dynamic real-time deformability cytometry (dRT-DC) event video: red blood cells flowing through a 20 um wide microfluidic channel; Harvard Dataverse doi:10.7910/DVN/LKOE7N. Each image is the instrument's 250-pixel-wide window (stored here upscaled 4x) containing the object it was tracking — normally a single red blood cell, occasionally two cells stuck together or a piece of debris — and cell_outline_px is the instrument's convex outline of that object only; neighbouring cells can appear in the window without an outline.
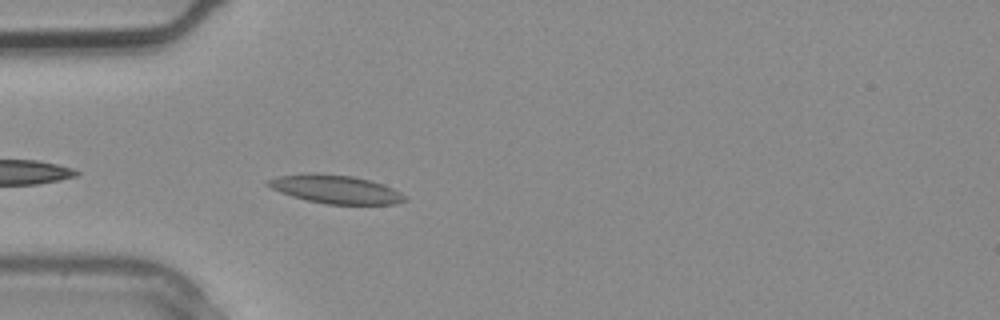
{"species": "common noctule bat (a hibernating species)", "species_latin": "Nyctalus noctula", "temperature_condition": "warm", "stored_images_in_passage": 3, "camera_frame_rate_fps": 3000, "um_per_image_px": 0.085, "animal": {"sex": "male", "body_mass_g": 20.4}, "frame": {"image": 1, "passage_image": 3, "time_ms": 0.667, "image_size_px": [1000, 320], "cell_outline_px": [[408, 200], [396, 204], [328, 204], [308, 200], [292, 196], [280, 192], [264, 184], [268, 180], [276, 176], [304, 172], [316, 172], [352, 176], [368, 180], [392, 188], [400, 192]], "centroid_in_image_um": [28.47, 16.07], "position_along_channel_um": 56.5, "area_um2": 22.66}}